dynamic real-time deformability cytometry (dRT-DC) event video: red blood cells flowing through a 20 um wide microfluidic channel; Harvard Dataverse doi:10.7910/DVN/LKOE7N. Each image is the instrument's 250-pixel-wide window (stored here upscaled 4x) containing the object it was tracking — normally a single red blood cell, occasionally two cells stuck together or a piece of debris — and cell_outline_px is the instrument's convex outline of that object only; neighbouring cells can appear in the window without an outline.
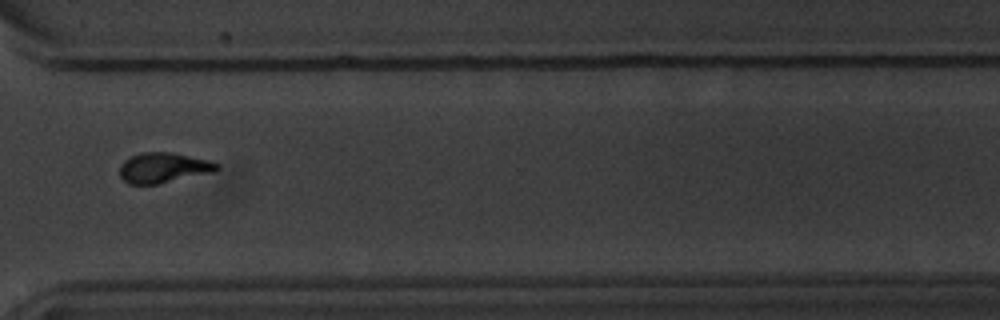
{"species": "common noctule bat (a hibernating species)", "species_latin": "Nyctalus noctula", "temperature_condition": "warm", "stored_images_in_passage": 13, "camera_frame_rate_fps": 3000, "um_per_image_px": 0.085, "animal": {"sex": "male", "body_mass_g": 20.1, "forearm_length_mm": 53.5}, "frame": {"image": 1, "passage_image": 10, "time_ms": 10.667, "image_size_px": [1000, 320], "cell_outline_px": [[220, 168], [212, 172], [156, 184], [128, 184], [120, 176], [120, 164], [124, 160], [132, 156], [144, 152], [172, 152], [208, 160], [220, 164]], "centroid_in_image_um": [13.88, 14.25], "position_along_channel_um": 356.7, "area_um2": 16.94}}